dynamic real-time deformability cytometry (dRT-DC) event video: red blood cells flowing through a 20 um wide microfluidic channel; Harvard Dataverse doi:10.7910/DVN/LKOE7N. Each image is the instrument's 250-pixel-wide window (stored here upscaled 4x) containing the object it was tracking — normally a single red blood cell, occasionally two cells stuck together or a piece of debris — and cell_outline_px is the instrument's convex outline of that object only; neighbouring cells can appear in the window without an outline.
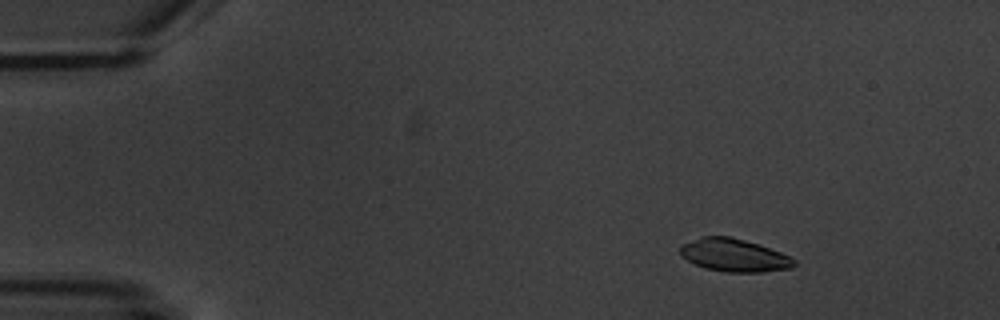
{"species": "common noctule bat (a hibernating species)", "species_latin": "Nyctalus noctula", "temperature_condition": "warm", "stored_images_in_passage": 4, "camera_frame_rate_fps": 3000, "um_per_image_px": 0.085, "animal": {"sex": "male", "body_mass_g": 20.1, "forearm_length_mm": 53.5}, "frame": {"image": 1, "passage_image": 2, "time_ms": 1.0, "image_size_px": [1000, 320], "cell_outline_px": [[796, 264], [792, 268], [764, 272], [728, 272], [704, 268], [680, 256], [680, 244], [704, 236], [728, 236], [744, 240], [780, 252], [796, 260]], "centroid_in_image_um": [62.38, 21.7], "position_along_channel_um": 22.6, "area_um2": 21.68}}
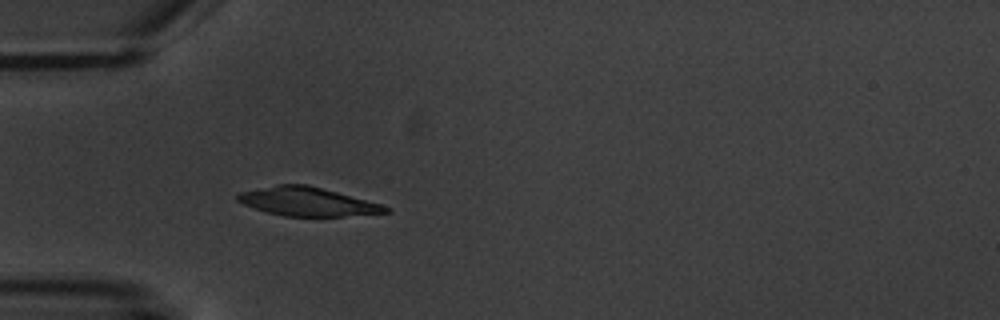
{"frame": {"image": 2, "passage_image": 4, "time_ms": 4.333, "image_size_px": [1000, 320], "cell_outline_px": [[392, 212], [344, 216], [284, 216], [268, 212], [244, 204], [236, 200], [236, 196], [240, 192], [276, 184], [308, 184], [380, 204], [388, 208]], "centroid_in_image_um": [26.1, 17.13], "position_along_channel_um": 58.9, "area_um2": 24.39}}